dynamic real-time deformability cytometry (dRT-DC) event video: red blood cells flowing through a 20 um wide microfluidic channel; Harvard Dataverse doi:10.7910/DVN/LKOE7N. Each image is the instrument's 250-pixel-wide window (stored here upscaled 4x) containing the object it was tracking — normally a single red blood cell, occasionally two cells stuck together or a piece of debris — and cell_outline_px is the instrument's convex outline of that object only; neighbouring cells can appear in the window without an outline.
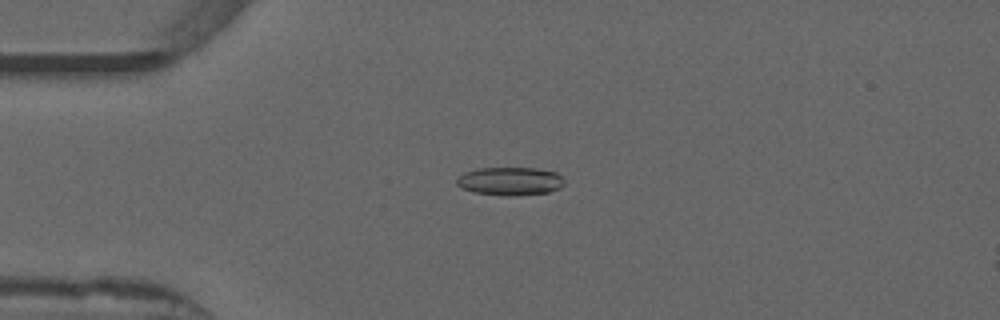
{"species": "common noctule bat (a hibernating species)", "species_latin": "Nyctalus noctula", "temperature_condition": "warm", "stored_images_in_passage": 8, "camera_frame_rate_fps": 3000, "um_per_image_px": 0.085, "animal": {"sex": "male", "forearm_length_mm": 52.5}, "frame": {"image": 1, "passage_image": 6, "time_ms": 1.667, "image_size_px": [1000, 320], "cell_outline_px": [[564, 184], [560, 188], [548, 192], [516, 196], [508, 196], [472, 192], [460, 188], [456, 184], [456, 180], [464, 172], [476, 168], [536, 168], [556, 172], [564, 180]], "centroid_in_image_um": [43.33, 15.4], "position_along_channel_um": 41.7, "area_um2": 17.86}}